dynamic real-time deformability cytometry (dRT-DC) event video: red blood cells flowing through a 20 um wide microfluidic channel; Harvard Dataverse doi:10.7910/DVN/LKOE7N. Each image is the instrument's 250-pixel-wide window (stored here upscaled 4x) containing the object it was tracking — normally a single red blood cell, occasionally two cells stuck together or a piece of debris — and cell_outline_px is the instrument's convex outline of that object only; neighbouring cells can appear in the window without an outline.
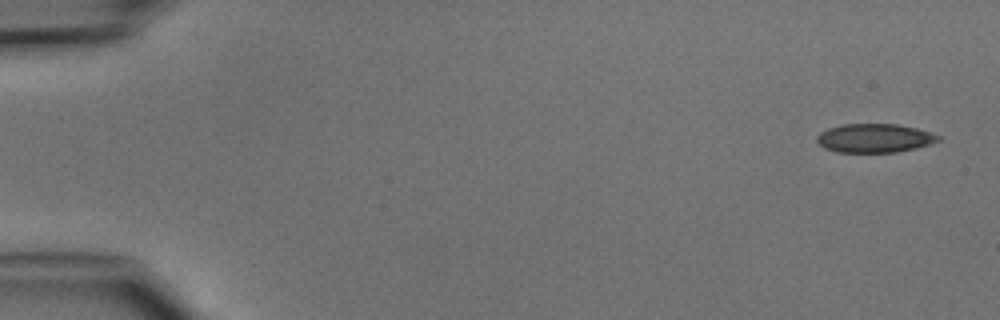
{"species": "common noctule bat (a hibernating species)", "species_latin": "Nyctalus noctula", "temperature_condition": "cold", "stored_images_in_passage": 2, "camera_frame_rate_fps": 3000, "um_per_image_px": 0.085, "animal": {"sex": "male", "body_mass_g": 15.6}, "frame": {"image": 1, "passage_image": 2, "time_ms": 1.333, "image_size_px": [1000, 320], "cell_outline_px": [[944, 136], [940, 140], [916, 148], [896, 152], [836, 152], [824, 148], [816, 140], [816, 136], [820, 132], [828, 128], [840, 124], [896, 124], [916, 128], [932, 132]], "centroid_in_image_um": [74.34, 11.73], "position_along_channel_um": 10.7, "area_um2": 20.52}}